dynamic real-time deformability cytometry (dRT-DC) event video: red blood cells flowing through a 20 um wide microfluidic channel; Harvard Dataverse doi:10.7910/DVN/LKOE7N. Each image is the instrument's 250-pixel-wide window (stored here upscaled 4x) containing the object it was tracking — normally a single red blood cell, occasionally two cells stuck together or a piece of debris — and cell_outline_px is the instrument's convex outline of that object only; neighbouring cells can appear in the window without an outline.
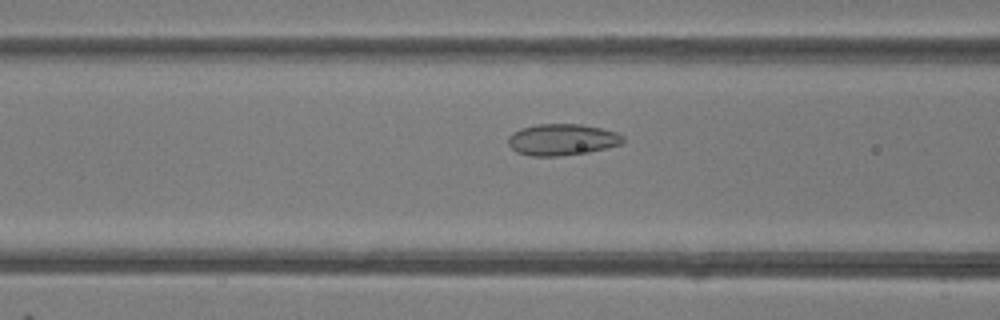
{"species": "common noctule bat (a hibernating species)", "species_latin": "Nyctalus noctula", "temperature_condition": "room temperature", "stored_images_in_passage": 34, "camera_frame_rate_fps": 3000, "um_per_image_px": 0.085, "animal": {"sex": "female"}, "frame": {"image": 1, "passage_image": 11, "time_ms": 3.333, "image_size_px": [1000, 320], "cell_outline_px": [[624, 140], [620, 144], [588, 152], [556, 156], [532, 156], [516, 152], [508, 144], [508, 136], [512, 132], [520, 128], [536, 124], [580, 124], [600, 128], [616, 132], [624, 136]], "centroid_in_image_um": [47.73, 11.86], "position_along_channel_um": 118.9, "area_um2": 20.98}}
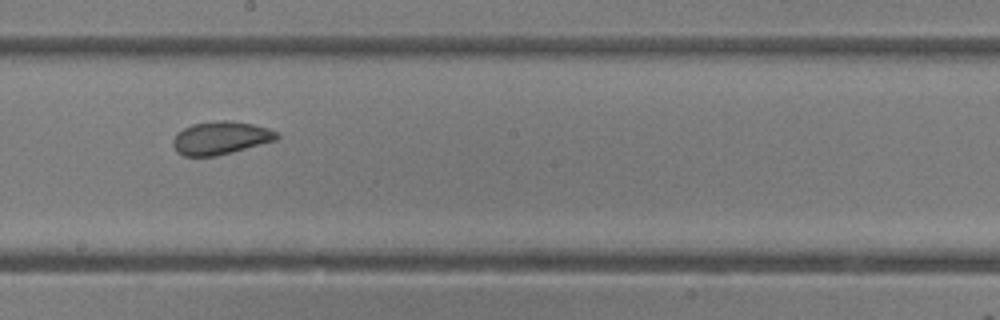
{"frame": {"image": 2, "passage_image": 19, "time_ms": 6.0, "image_size_px": [1000, 320], "cell_outline_px": [[280, 136], [276, 140], [232, 152], [216, 156], [184, 156], [176, 152], [172, 144], [172, 140], [176, 132], [192, 124], [220, 120], [224, 120], [252, 124], [268, 128], [276, 132]], "centroid_in_image_um": [18.71, 11.73], "position_along_channel_um": 229.5, "area_um2": 19.94}}
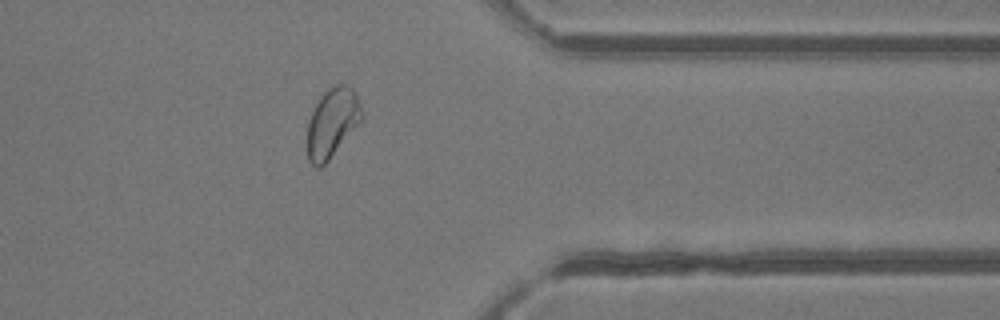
{"frame": {"image": 3, "passage_image": 31, "time_ms": 10.0, "image_size_px": [1000, 320], "cell_outline_px": [[364, 116], [328, 160], [320, 168], [316, 168], [308, 160], [308, 120], [320, 96], [328, 88], [336, 84], [344, 84], [352, 88], [356, 92], [364, 112]], "centroid_in_image_um": [28.25, 10.39], "position_along_channel_um": 383.2, "area_um2": 21.73}, "authors_computed_cell_mechanics": {"area_um2": 20.8947, "velocity_mm_per_s": 4.1539, "shape_relaxation_time_tau1_ms": null, "shape_relaxation_time_tau2_ms": 1.1156, "deformation_change_tau1": null, "deformation_change_tau2": 0.0621}}